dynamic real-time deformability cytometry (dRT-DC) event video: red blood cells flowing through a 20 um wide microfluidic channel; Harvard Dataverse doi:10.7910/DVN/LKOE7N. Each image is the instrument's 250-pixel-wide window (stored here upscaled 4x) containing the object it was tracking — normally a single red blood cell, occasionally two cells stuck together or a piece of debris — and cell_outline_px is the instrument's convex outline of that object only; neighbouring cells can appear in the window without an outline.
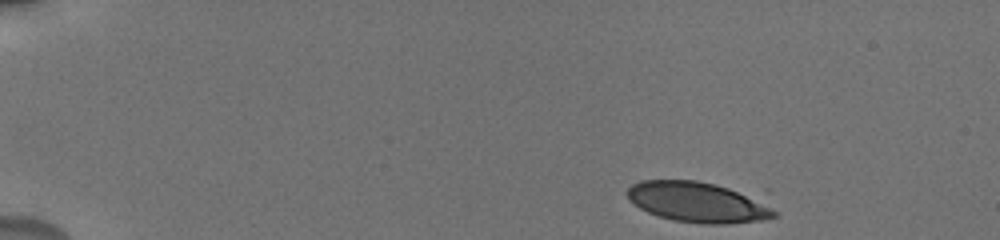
{"species": "human", "species_latin": "Homo sapiens", "temperature_condition": "cold", "stored_images_in_passage": 33, "camera_frame_rate_fps": 3000, "um_per_image_px": 0.085, "donor": {"sex": "male"}, "frame": {"image": 1, "passage_image": 1, "time_ms": 0.0, "image_size_px": [1000, 240], "cell_outline_px": [[780, 212], [776, 216], [764, 220], [724, 224], [704, 224], [672, 220], [648, 212], [640, 208], [628, 200], [628, 188], [632, 184], [640, 180], [696, 180], [768, 188]], "centroid_in_image_um": [59.79, 17.11], "position_along_channel_um": 25.2, "area_um2": 38.44}}
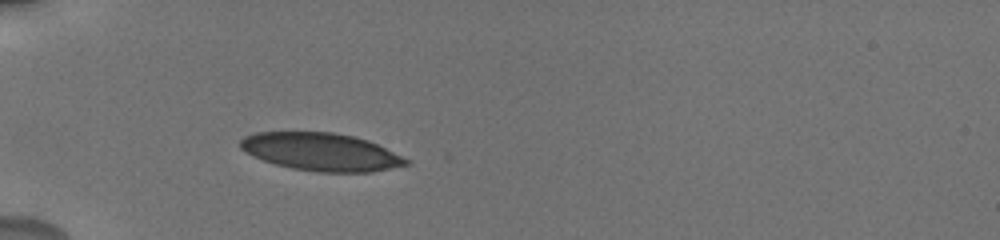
{"frame": {"image": 2, "passage_image": 22, "time_ms": 3.333, "image_size_px": [1000, 240], "cell_outline_px": [[412, 164], [372, 172], [320, 172], [292, 168], [276, 164], [252, 156], [240, 148], [240, 140], [244, 136], [256, 132], [332, 132], [352, 136], [368, 140], [408, 160]], "centroid_in_image_um": [27.27, 12.91], "position_along_channel_um": 57.7, "area_um2": 36.24}}
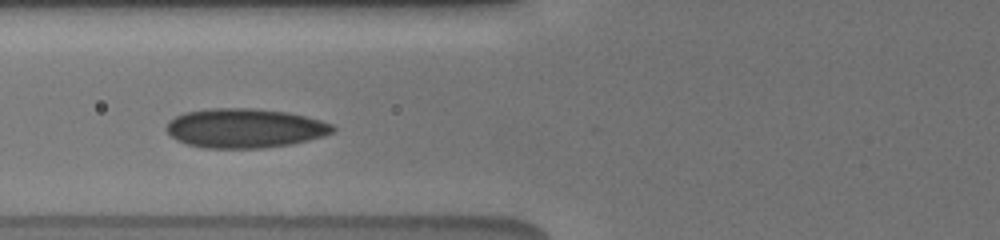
{"frame": {"image": 3, "passage_image": 32, "time_ms": 5.0, "image_size_px": [1000, 240], "cell_outline_px": [[336, 128], [332, 132], [324, 136], [292, 144], [264, 148], [204, 148], [188, 144], [176, 140], [168, 132], [168, 120], [184, 112], [212, 108], [248, 108], [284, 112], [304, 116], [320, 120], [332, 124]], "centroid_in_image_um": [20.8, 10.9], "position_along_channel_um": 105.0, "area_um2": 37.92}}